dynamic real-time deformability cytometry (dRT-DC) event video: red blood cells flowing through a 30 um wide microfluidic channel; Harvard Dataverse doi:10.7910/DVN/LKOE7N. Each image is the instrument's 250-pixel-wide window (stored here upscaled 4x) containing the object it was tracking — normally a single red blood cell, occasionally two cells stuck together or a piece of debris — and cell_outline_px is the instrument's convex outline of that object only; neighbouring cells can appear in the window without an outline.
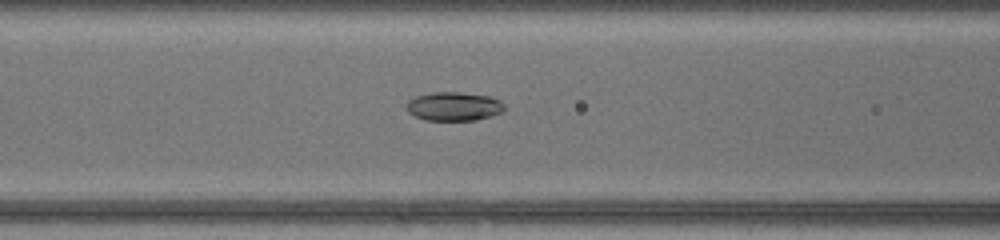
{"species": "common noctule bat (a hibernating species)", "species_latin": "Nyctalus noctula", "temperature_condition": "warm", "stored_images_in_passage": 36, "camera_frame_rate_fps": 3000, "um_per_image_px": 0.085, "animal": {"sex": "female", "body_mass_g": 17.0, "forearm_length_mm": 48.0}, "frame": {"image": 1, "passage_image": 18, "time_ms": 5.667, "image_size_px": [1000, 240], "cell_outline_px": [[504, 112], [492, 116], [476, 120], [424, 120], [408, 112], [408, 100], [416, 96], [432, 92], [460, 92], [488, 96], [500, 100], [504, 104]], "centroid_in_image_um": [38.61, 9.04], "position_along_channel_um": 128.0, "area_um2": 16.42}}
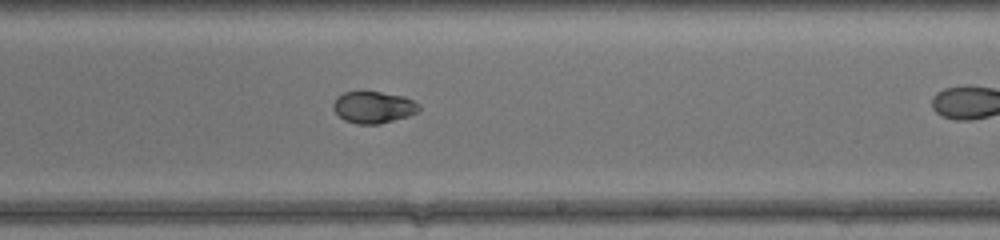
{"frame": {"image": 2, "passage_image": 27, "time_ms": 8.667, "image_size_px": [1000, 240], "cell_outline_px": [[420, 108], [416, 112], [408, 116], [380, 124], [356, 124], [344, 120], [332, 108], [332, 104], [336, 96], [344, 92], [380, 92], [404, 96], [420, 104]], "centroid_in_image_um": [31.72, 9.12], "position_along_channel_um": 257.3, "area_um2": 15.9}}
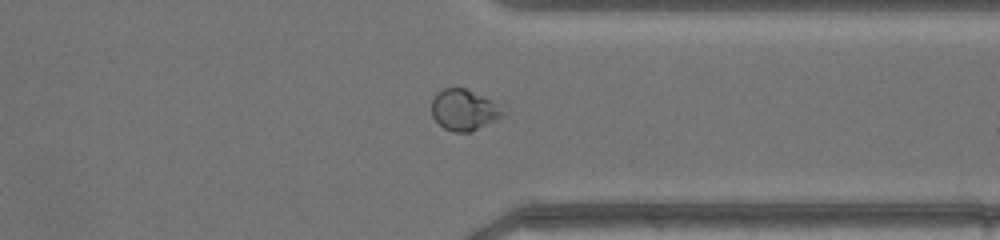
{"frame": {"image": 3, "passage_image": 35, "time_ms": 11.333, "image_size_px": [1000, 240], "cell_outline_px": [[504, 116], [472, 132], [456, 132], [444, 128], [432, 116], [432, 100], [436, 92], [444, 88], [464, 88], [488, 100], [504, 112]], "centroid_in_image_um": [39.38, 9.37], "position_along_channel_um": 372.0, "area_um2": 16.53}}